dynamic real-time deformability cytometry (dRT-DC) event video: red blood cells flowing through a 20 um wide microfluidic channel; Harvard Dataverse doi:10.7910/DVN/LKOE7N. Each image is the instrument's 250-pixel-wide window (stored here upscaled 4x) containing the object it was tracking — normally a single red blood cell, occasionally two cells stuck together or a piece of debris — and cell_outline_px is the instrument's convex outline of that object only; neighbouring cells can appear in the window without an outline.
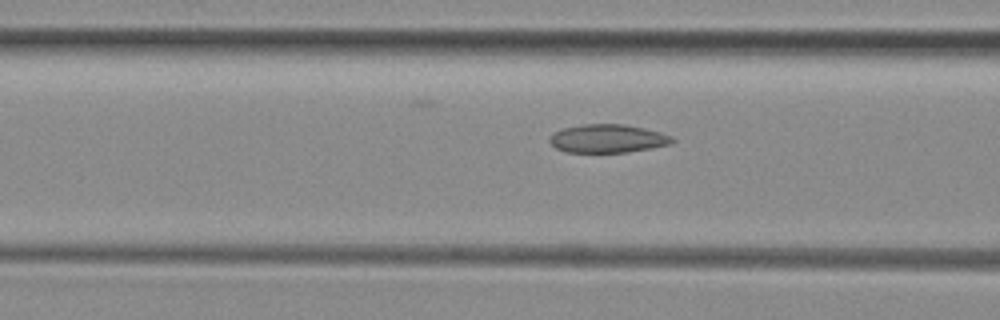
{"species": "common noctule bat (a hibernating species)", "species_latin": "Nyctalus noctula", "temperature_condition": "room temperature", "stored_images_in_passage": 12, "camera_frame_rate_fps": 3000, "um_per_image_px": 0.085, "animal": {"sex": "female", "body_mass_g": 29.2, "forearm_length_mm": 56.3}, "frame": {"image": 1, "passage_image": 10, "time_ms": 3.0, "image_size_px": [1000, 320], "cell_outline_px": [[676, 140], [668, 144], [652, 148], [628, 152], [564, 152], [556, 148], [548, 140], [548, 136], [552, 132], [564, 128], [584, 124], [624, 124], [644, 128], [660, 132], [672, 136]], "centroid_in_image_um": [51.62, 11.77], "position_along_channel_um": 115.0, "area_um2": 20.35}}